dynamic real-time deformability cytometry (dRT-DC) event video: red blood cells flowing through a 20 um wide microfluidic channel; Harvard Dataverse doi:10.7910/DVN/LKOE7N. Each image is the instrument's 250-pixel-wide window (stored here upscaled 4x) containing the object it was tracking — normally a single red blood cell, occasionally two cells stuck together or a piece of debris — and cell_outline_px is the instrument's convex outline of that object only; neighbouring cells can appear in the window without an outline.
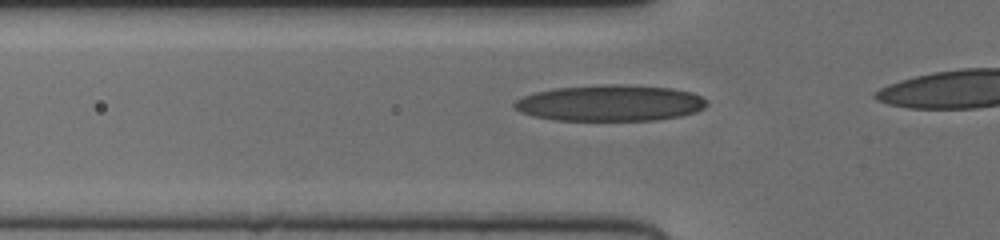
{"species": "human", "species_latin": "Homo sapiens", "temperature_condition": "cold", "stored_images_in_passage": 19, "camera_frame_rate_fps": 3000, "um_per_image_px": 0.085, "donor": {"sex": "female"}, "frame": {"image": 1, "passage_image": 13, "time_ms": 4.0, "image_size_px": [1000, 240], "cell_outline_px": [[704, 108], [696, 112], [680, 116], [656, 120], [552, 120], [532, 116], [520, 112], [512, 104], [516, 100], [524, 96], [536, 92], [552, 88], [604, 84], [620, 84], [672, 88], [692, 92], [700, 96], [704, 100]], "centroid_in_image_um": [51.82, 8.76], "position_along_channel_um": 74.0, "area_um2": 40.58}}
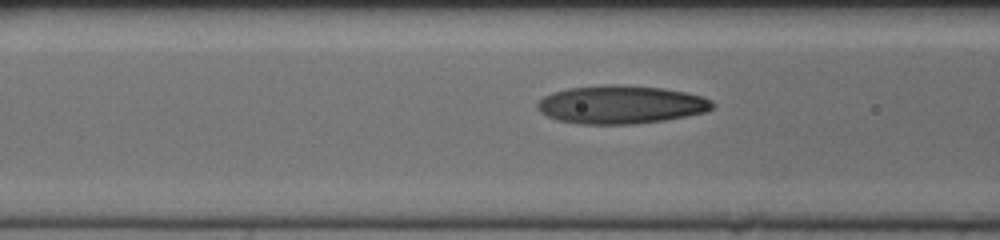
{"frame": {"image": 2, "passage_image": 16, "time_ms": 5.0, "image_size_px": [1000, 240], "cell_outline_px": [[716, 104], [712, 108], [704, 112], [664, 120], [632, 124], [580, 124], [556, 120], [540, 112], [536, 108], [536, 104], [544, 96], [552, 92], [568, 88], [604, 84], [624, 84], [664, 88], [684, 92], [700, 96], [712, 100]], "centroid_in_image_um": [52.74, 8.88], "position_along_channel_um": 113.9, "area_um2": 39.19}}